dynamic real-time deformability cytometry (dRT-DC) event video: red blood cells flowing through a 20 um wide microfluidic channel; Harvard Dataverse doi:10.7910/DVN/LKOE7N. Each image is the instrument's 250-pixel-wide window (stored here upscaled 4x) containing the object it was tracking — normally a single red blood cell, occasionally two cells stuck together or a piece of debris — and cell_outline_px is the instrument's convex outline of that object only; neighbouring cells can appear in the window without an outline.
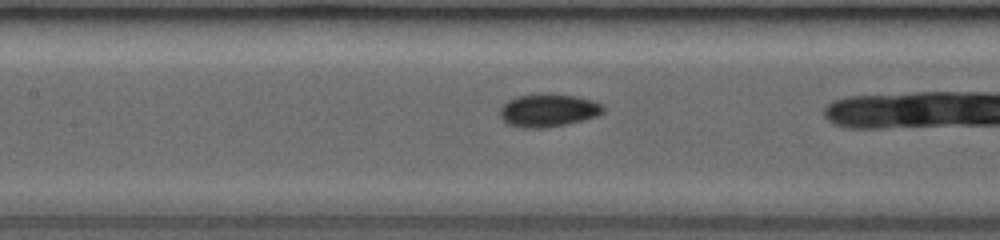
{"species": "common noctule bat (a hibernating species)", "species_latin": "Nyctalus noctula", "temperature_condition": "room temperature", "stored_images_in_passage": 20, "camera_frame_rate_fps": 3000, "um_per_image_px": 0.085, "animal": {"sex": "female", "body_mass_g": 19.0, "forearm_length_mm": 53.3}, "frame": {"image": 1, "passage_image": 19, "time_ms": 6.0, "image_size_px": [1000, 240], "cell_outline_px": [[604, 112], [596, 116], [584, 120], [568, 124], [544, 128], [524, 128], [508, 124], [500, 116], [500, 108], [508, 100], [516, 96], [540, 92], [548, 92], [576, 96], [592, 100], [604, 104]], "centroid_in_image_um": [46.62, 9.35], "position_along_channel_um": 160.8, "area_um2": 20.29}}